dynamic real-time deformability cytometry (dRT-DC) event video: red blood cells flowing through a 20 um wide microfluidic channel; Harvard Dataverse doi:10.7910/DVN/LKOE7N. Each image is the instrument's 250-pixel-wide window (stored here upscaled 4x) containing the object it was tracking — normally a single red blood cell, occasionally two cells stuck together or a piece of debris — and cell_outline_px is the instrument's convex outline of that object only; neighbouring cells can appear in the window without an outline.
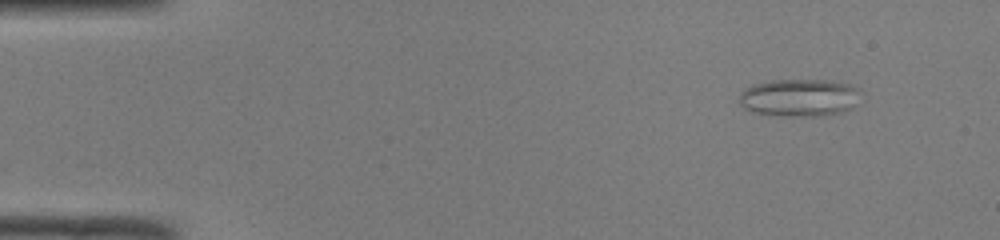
{"species": "common noctule bat (a hibernating species)", "species_latin": "Nyctalus noctula", "temperature_condition": "room temperature", "stored_images_in_passage": 48, "camera_frame_rate_fps": 3000, "um_per_image_px": 0.085, "animal": {"sex": "male", "body_mass_g": 19.0, "forearm_length_mm": 50.8}, "frame": {"image": 1, "passage_image": 4, "time_ms": 1.0, "image_size_px": [1000, 240], "cell_outline_px": [[860, 92], [852, 108], [820, 116], [804, 116], [752, 112], [744, 108], [740, 104], [740, 92], [744, 88], [752, 84], [768, 80], [824, 80], [848, 84], [856, 88]], "centroid_in_image_um": [67.88, 8.28], "position_along_channel_um": 17.1, "area_um2": 26.13}}
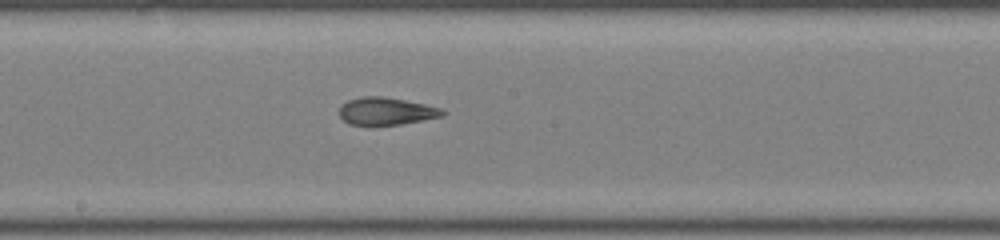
{"frame": {"image": 2, "passage_image": 26, "time_ms": 8.333, "image_size_px": [1000, 240], "cell_outline_px": [[444, 116], [400, 124], [372, 128], [348, 124], [340, 116], [340, 108], [348, 100], [364, 96], [384, 96], [424, 104], [440, 108], [444, 112]], "centroid_in_image_um": [32.78, 9.49], "position_along_channel_um": 215.4, "area_um2": 16.88}}
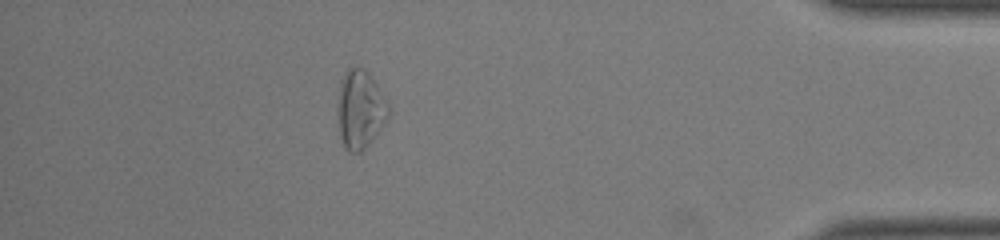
{"frame": {"image": 3, "passage_image": 43, "time_ms": 14.0, "image_size_px": [1000, 240], "cell_outline_px": [[388, 116], [372, 140], [360, 152], [352, 152], [344, 148], [340, 136], [340, 80], [344, 72], [352, 64], [364, 68], [368, 72], [388, 104]], "centroid_in_image_um": [30.61, 9.25], "position_along_channel_um": 404.6, "area_um2": 22.43}, "authors_computed_cell_mechanics": {"area_um2": 19.652, "velocity_mm_per_s": 4.1049, "shape_relaxation_time_tau1_ms": null, "shape_relaxation_time_tau2_ms": 1.9444, "deformation_change_tau1": null, "deformation_change_tau2": 0.1008}}